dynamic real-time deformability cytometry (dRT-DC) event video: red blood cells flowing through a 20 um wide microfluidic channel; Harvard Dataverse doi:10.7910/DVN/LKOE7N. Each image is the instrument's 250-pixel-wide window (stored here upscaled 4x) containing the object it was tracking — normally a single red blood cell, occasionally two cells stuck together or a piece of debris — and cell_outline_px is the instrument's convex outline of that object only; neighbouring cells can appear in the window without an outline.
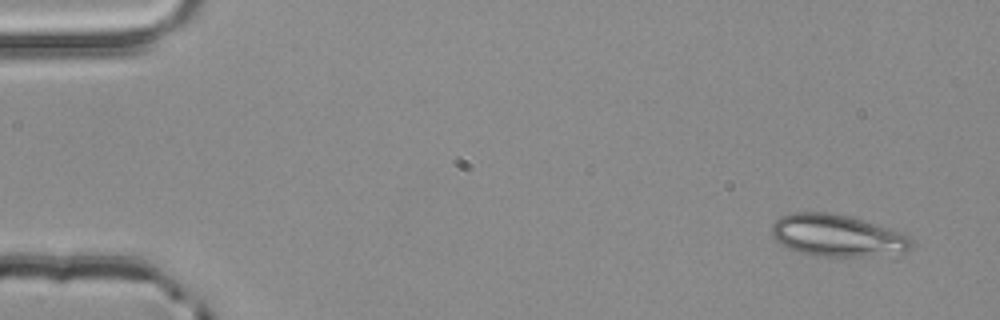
{"species": "common noctule bat (a hibernating species)", "species_latin": "Nyctalus noctula", "temperature_condition": "room temperature", "stored_images_in_passage": 4, "camera_frame_rate_fps": 3000, "um_per_image_px": 0.085, "animal": {"sex": "male", "body_mass_g": 20.4}, "frame": {"image": 1, "passage_image": 1, "time_ms": 0.0, "image_size_px": [1000, 320], "cell_outline_px": [[912, 248], [908, 252], [864, 256], [824, 256], [800, 252], [788, 248], [780, 244], [772, 236], [772, 224], [780, 216], [792, 212], [828, 212], [848, 216], [904, 232], [912, 240]], "centroid_in_image_um": [71.18, 20.01], "position_along_channel_um": 13.8, "area_um2": 34.16}}